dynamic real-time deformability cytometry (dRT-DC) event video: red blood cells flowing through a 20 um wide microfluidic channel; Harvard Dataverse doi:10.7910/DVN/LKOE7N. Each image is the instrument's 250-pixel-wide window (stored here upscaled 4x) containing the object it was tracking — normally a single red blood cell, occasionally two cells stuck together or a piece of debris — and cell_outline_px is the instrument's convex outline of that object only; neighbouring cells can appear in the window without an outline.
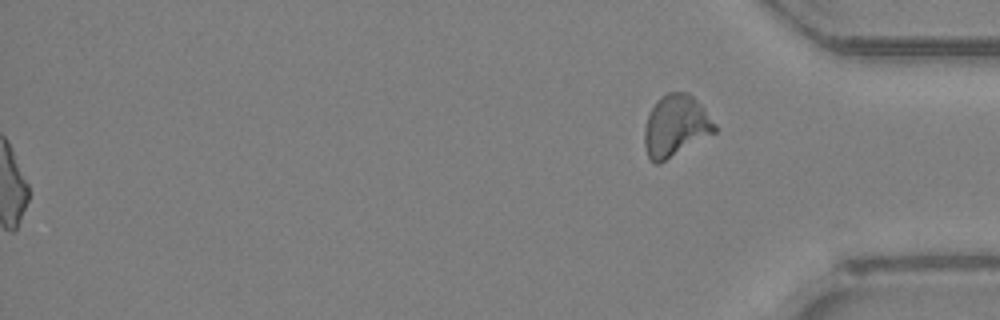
{"species": "Egyptian fruit bat (a non-hibernating species)", "species_latin": "Rousettus aegyptiacus", "temperature_condition": "room temperature", "stored_images_in_passage": 46, "segment_of_instrument_passage": [2, 2], "camera_frame_rate_fps": 3000, "um_per_image_px": 0.085, "animal": {"sex": "female"}, "frame": {"image": 1, "passage_image": 46, "time_ms": 15.0, "image_size_px": [1000, 320], "cell_outline_px": [[716, 132], [660, 164], [656, 164], [648, 156], [644, 144], [644, 128], [648, 116], [656, 100], [660, 96], [668, 92], [688, 92], [704, 108], [716, 124]], "centroid_in_image_um": [57.43, 10.7], "position_along_channel_um": 377.8, "area_um2": 25.26}}